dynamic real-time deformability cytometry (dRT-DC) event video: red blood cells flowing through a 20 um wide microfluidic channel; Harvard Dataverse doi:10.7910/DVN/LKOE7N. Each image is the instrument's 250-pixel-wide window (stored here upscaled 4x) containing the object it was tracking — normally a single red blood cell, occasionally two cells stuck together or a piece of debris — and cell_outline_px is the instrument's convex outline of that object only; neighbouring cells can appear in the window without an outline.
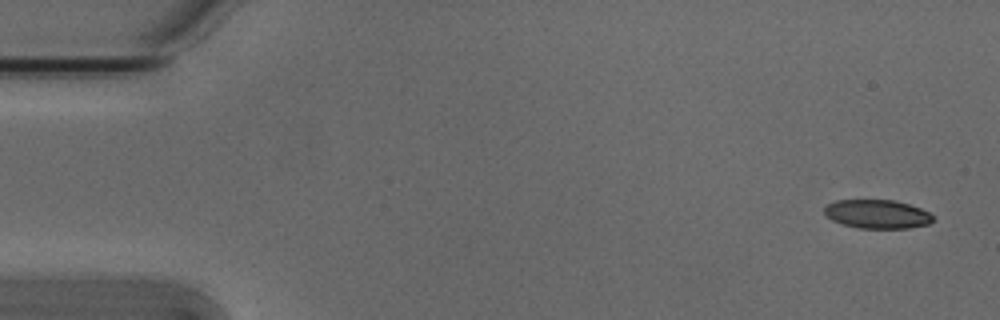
{"species": "Egyptian fruit bat (a non-hibernating species)", "species_latin": "Rousettus aegyptiacus", "temperature_condition": "cold", "stored_images_in_passage": 6, "camera_frame_rate_fps": 3000, "um_per_image_px": 0.085, "animal": {"sex": "male"}, "frame": {"image": 1, "passage_image": 1, "time_ms": 0.0, "image_size_px": [1000, 320], "cell_outline_px": [[932, 220], [928, 224], [908, 228], [860, 228], [844, 224], [832, 220], [824, 212], [824, 208], [828, 204], [836, 200], [896, 200], [920, 208], [928, 212], [932, 216]], "centroid_in_image_um": [74.56, 18.19], "position_along_channel_um": 10.4, "area_um2": 17.98}}
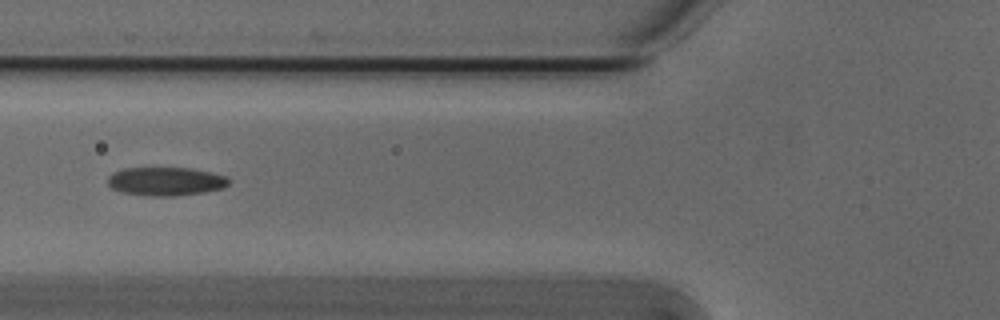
{"frame": {"image": 2, "passage_image": 6, "time_ms": 1.667, "image_size_px": [1000, 320], "cell_outline_px": [[228, 184], [224, 188], [204, 192], [176, 196], [148, 196], [124, 192], [112, 188], [108, 184], [108, 176], [124, 168], [188, 168], [228, 176]], "centroid_in_image_um": [14.1, 15.42], "position_along_channel_um": 111.7, "area_um2": 19.94}}